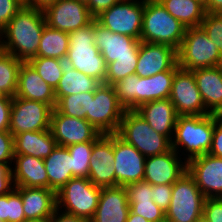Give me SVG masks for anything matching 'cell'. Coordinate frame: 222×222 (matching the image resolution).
I'll return each instance as SVG.
<instances>
[{
    "label": "cell",
    "instance_id": "6da1fadb",
    "mask_svg": "<svg viewBox=\"0 0 222 222\" xmlns=\"http://www.w3.org/2000/svg\"><path fill=\"white\" fill-rule=\"evenodd\" d=\"M45 25L43 10L25 5L0 32V49L28 62L37 57Z\"/></svg>",
    "mask_w": 222,
    "mask_h": 222
},
{
    "label": "cell",
    "instance_id": "7a4b0ae2",
    "mask_svg": "<svg viewBox=\"0 0 222 222\" xmlns=\"http://www.w3.org/2000/svg\"><path fill=\"white\" fill-rule=\"evenodd\" d=\"M214 127L215 114L178 116L171 148L180 156L184 154L185 162L203 156L211 149Z\"/></svg>",
    "mask_w": 222,
    "mask_h": 222
},
{
    "label": "cell",
    "instance_id": "3957f363",
    "mask_svg": "<svg viewBox=\"0 0 222 222\" xmlns=\"http://www.w3.org/2000/svg\"><path fill=\"white\" fill-rule=\"evenodd\" d=\"M65 64L105 83L107 63L95 45L94 20L83 28L71 31Z\"/></svg>",
    "mask_w": 222,
    "mask_h": 222
},
{
    "label": "cell",
    "instance_id": "277c9868",
    "mask_svg": "<svg viewBox=\"0 0 222 222\" xmlns=\"http://www.w3.org/2000/svg\"><path fill=\"white\" fill-rule=\"evenodd\" d=\"M186 29L158 0H144L141 41L165 44L178 50Z\"/></svg>",
    "mask_w": 222,
    "mask_h": 222
},
{
    "label": "cell",
    "instance_id": "5b68a950",
    "mask_svg": "<svg viewBox=\"0 0 222 222\" xmlns=\"http://www.w3.org/2000/svg\"><path fill=\"white\" fill-rule=\"evenodd\" d=\"M116 134L146 158L171 149V141L150 127L135 110H125Z\"/></svg>",
    "mask_w": 222,
    "mask_h": 222
},
{
    "label": "cell",
    "instance_id": "8992f818",
    "mask_svg": "<svg viewBox=\"0 0 222 222\" xmlns=\"http://www.w3.org/2000/svg\"><path fill=\"white\" fill-rule=\"evenodd\" d=\"M101 188L88 178L73 177L56 192V208L90 221L99 203Z\"/></svg>",
    "mask_w": 222,
    "mask_h": 222
},
{
    "label": "cell",
    "instance_id": "52a82bcc",
    "mask_svg": "<svg viewBox=\"0 0 222 222\" xmlns=\"http://www.w3.org/2000/svg\"><path fill=\"white\" fill-rule=\"evenodd\" d=\"M177 64L187 71L221 66L222 54L201 26L189 27L177 50Z\"/></svg>",
    "mask_w": 222,
    "mask_h": 222
},
{
    "label": "cell",
    "instance_id": "ba28073f",
    "mask_svg": "<svg viewBox=\"0 0 222 222\" xmlns=\"http://www.w3.org/2000/svg\"><path fill=\"white\" fill-rule=\"evenodd\" d=\"M205 196L186 171L174 184L165 217L170 222H194L203 216Z\"/></svg>",
    "mask_w": 222,
    "mask_h": 222
},
{
    "label": "cell",
    "instance_id": "9c48e42d",
    "mask_svg": "<svg viewBox=\"0 0 222 222\" xmlns=\"http://www.w3.org/2000/svg\"><path fill=\"white\" fill-rule=\"evenodd\" d=\"M125 108L120 104L112 85L101 83L90 99L86 120L101 134L117 133Z\"/></svg>",
    "mask_w": 222,
    "mask_h": 222
},
{
    "label": "cell",
    "instance_id": "30bf717a",
    "mask_svg": "<svg viewBox=\"0 0 222 222\" xmlns=\"http://www.w3.org/2000/svg\"><path fill=\"white\" fill-rule=\"evenodd\" d=\"M144 0H120L95 20L113 33L141 40Z\"/></svg>",
    "mask_w": 222,
    "mask_h": 222
},
{
    "label": "cell",
    "instance_id": "8fae6325",
    "mask_svg": "<svg viewBox=\"0 0 222 222\" xmlns=\"http://www.w3.org/2000/svg\"><path fill=\"white\" fill-rule=\"evenodd\" d=\"M53 108L40 101L13 97L9 132L14 136L28 131L50 129Z\"/></svg>",
    "mask_w": 222,
    "mask_h": 222
},
{
    "label": "cell",
    "instance_id": "7c38bea8",
    "mask_svg": "<svg viewBox=\"0 0 222 222\" xmlns=\"http://www.w3.org/2000/svg\"><path fill=\"white\" fill-rule=\"evenodd\" d=\"M46 25L70 33L90 24L91 16L85 2L79 0H58L43 9Z\"/></svg>",
    "mask_w": 222,
    "mask_h": 222
},
{
    "label": "cell",
    "instance_id": "4fadbf2b",
    "mask_svg": "<svg viewBox=\"0 0 222 222\" xmlns=\"http://www.w3.org/2000/svg\"><path fill=\"white\" fill-rule=\"evenodd\" d=\"M169 99L178 116L209 115L192 71L179 68L175 72Z\"/></svg>",
    "mask_w": 222,
    "mask_h": 222
},
{
    "label": "cell",
    "instance_id": "5bb4252c",
    "mask_svg": "<svg viewBox=\"0 0 222 222\" xmlns=\"http://www.w3.org/2000/svg\"><path fill=\"white\" fill-rule=\"evenodd\" d=\"M113 151L115 186L126 187L128 184L143 181L146 157L116 133H113Z\"/></svg>",
    "mask_w": 222,
    "mask_h": 222
},
{
    "label": "cell",
    "instance_id": "9a60e30c",
    "mask_svg": "<svg viewBox=\"0 0 222 222\" xmlns=\"http://www.w3.org/2000/svg\"><path fill=\"white\" fill-rule=\"evenodd\" d=\"M51 133L58 146L95 142L102 134L87 120L59 113L55 108L51 114Z\"/></svg>",
    "mask_w": 222,
    "mask_h": 222
},
{
    "label": "cell",
    "instance_id": "2e32d148",
    "mask_svg": "<svg viewBox=\"0 0 222 222\" xmlns=\"http://www.w3.org/2000/svg\"><path fill=\"white\" fill-rule=\"evenodd\" d=\"M187 171L205 198H222V158L209 153L193 158Z\"/></svg>",
    "mask_w": 222,
    "mask_h": 222
},
{
    "label": "cell",
    "instance_id": "e0dca14e",
    "mask_svg": "<svg viewBox=\"0 0 222 222\" xmlns=\"http://www.w3.org/2000/svg\"><path fill=\"white\" fill-rule=\"evenodd\" d=\"M113 134H102L93 144L88 179L97 187H115Z\"/></svg>",
    "mask_w": 222,
    "mask_h": 222
},
{
    "label": "cell",
    "instance_id": "ac0fdd59",
    "mask_svg": "<svg viewBox=\"0 0 222 222\" xmlns=\"http://www.w3.org/2000/svg\"><path fill=\"white\" fill-rule=\"evenodd\" d=\"M174 150L147 157L143 181L151 185H173L186 171L187 162Z\"/></svg>",
    "mask_w": 222,
    "mask_h": 222
},
{
    "label": "cell",
    "instance_id": "d6986e66",
    "mask_svg": "<svg viewBox=\"0 0 222 222\" xmlns=\"http://www.w3.org/2000/svg\"><path fill=\"white\" fill-rule=\"evenodd\" d=\"M177 64V50L165 44L141 41L135 74L149 77L171 70Z\"/></svg>",
    "mask_w": 222,
    "mask_h": 222
},
{
    "label": "cell",
    "instance_id": "ffe728a7",
    "mask_svg": "<svg viewBox=\"0 0 222 222\" xmlns=\"http://www.w3.org/2000/svg\"><path fill=\"white\" fill-rule=\"evenodd\" d=\"M95 45L107 64L124 56H138L141 40L113 33L94 19Z\"/></svg>",
    "mask_w": 222,
    "mask_h": 222
},
{
    "label": "cell",
    "instance_id": "44dd1931",
    "mask_svg": "<svg viewBox=\"0 0 222 222\" xmlns=\"http://www.w3.org/2000/svg\"><path fill=\"white\" fill-rule=\"evenodd\" d=\"M129 212L125 187L101 188L99 203L90 222H126Z\"/></svg>",
    "mask_w": 222,
    "mask_h": 222
},
{
    "label": "cell",
    "instance_id": "7402d4cb",
    "mask_svg": "<svg viewBox=\"0 0 222 222\" xmlns=\"http://www.w3.org/2000/svg\"><path fill=\"white\" fill-rule=\"evenodd\" d=\"M15 97L44 102L53 109L56 106L55 90L41 78L28 62H23L19 69Z\"/></svg>",
    "mask_w": 222,
    "mask_h": 222
},
{
    "label": "cell",
    "instance_id": "603a6c76",
    "mask_svg": "<svg viewBox=\"0 0 222 222\" xmlns=\"http://www.w3.org/2000/svg\"><path fill=\"white\" fill-rule=\"evenodd\" d=\"M135 111L157 133L166 136L172 141L178 115L169 98L144 103Z\"/></svg>",
    "mask_w": 222,
    "mask_h": 222
},
{
    "label": "cell",
    "instance_id": "cb8c5ba5",
    "mask_svg": "<svg viewBox=\"0 0 222 222\" xmlns=\"http://www.w3.org/2000/svg\"><path fill=\"white\" fill-rule=\"evenodd\" d=\"M205 109L209 114H222V65L192 70Z\"/></svg>",
    "mask_w": 222,
    "mask_h": 222
},
{
    "label": "cell",
    "instance_id": "d4e9b609",
    "mask_svg": "<svg viewBox=\"0 0 222 222\" xmlns=\"http://www.w3.org/2000/svg\"><path fill=\"white\" fill-rule=\"evenodd\" d=\"M12 176L15 187L48 188L44 160L30 155H14Z\"/></svg>",
    "mask_w": 222,
    "mask_h": 222
},
{
    "label": "cell",
    "instance_id": "484cf974",
    "mask_svg": "<svg viewBox=\"0 0 222 222\" xmlns=\"http://www.w3.org/2000/svg\"><path fill=\"white\" fill-rule=\"evenodd\" d=\"M21 195L25 220L50 218L56 208V193L48 188L14 187Z\"/></svg>",
    "mask_w": 222,
    "mask_h": 222
},
{
    "label": "cell",
    "instance_id": "4316f807",
    "mask_svg": "<svg viewBox=\"0 0 222 222\" xmlns=\"http://www.w3.org/2000/svg\"><path fill=\"white\" fill-rule=\"evenodd\" d=\"M178 69L179 66L176 64L169 71L144 78L138 76V81H136V109L144 103L169 98L175 72Z\"/></svg>",
    "mask_w": 222,
    "mask_h": 222
},
{
    "label": "cell",
    "instance_id": "83f0119b",
    "mask_svg": "<svg viewBox=\"0 0 222 222\" xmlns=\"http://www.w3.org/2000/svg\"><path fill=\"white\" fill-rule=\"evenodd\" d=\"M125 189L132 213L143 216L149 222H156L165 217V212L153 201L151 184L139 181L128 184Z\"/></svg>",
    "mask_w": 222,
    "mask_h": 222
},
{
    "label": "cell",
    "instance_id": "f1b7e54d",
    "mask_svg": "<svg viewBox=\"0 0 222 222\" xmlns=\"http://www.w3.org/2000/svg\"><path fill=\"white\" fill-rule=\"evenodd\" d=\"M13 143L14 155H30L40 159L48 157L57 147L50 129L14 135Z\"/></svg>",
    "mask_w": 222,
    "mask_h": 222
},
{
    "label": "cell",
    "instance_id": "f546056e",
    "mask_svg": "<svg viewBox=\"0 0 222 222\" xmlns=\"http://www.w3.org/2000/svg\"><path fill=\"white\" fill-rule=\"evenodd\" d=\"M48 174V189L58 192L72 176V158L67 147L58 146L43 159Z\"/></svg>",
    "mask_w": 222,
    "mask_h": 222
},
{
    "label": "cell",
    "instance_id": "4dcf8cb0",
    "mask_svg": "<svg viewBox=\"0 0 222 222\" xmlns=\"http://www.w3.org/2000/svg\"><path fill=\"white\" fill-rule=\"evenodd\" d=\"M175 19L186 28L199 27L206 15L204 3L199 0H158Z\"/></svg>",
    "mask_w": 222,
    "mask_h": 222
},
{
    "label": "cell",
    "instance_id": "1f68e13d",
    "mask_svg": "<svg viewBox=\"0 0 222 222\" xmlns=\"http://www.w3.org/2000/svg\"><path fill=\"white\" fill-rule=\"evenodd\" d=\"M101 83L93 77L85 75L65 64L62 78L55 89L56 102L64 96L83 92H95Z\"/></svg>",
    "mask_w": 222,
    "mask_h": 222
},
{
    "label": "cell",
    "instance_id": "d6a6232c",
    "mask_svg": "<svg viewBox=\"0 0 222 222\" xmlns=\"http://www.w3.org/2000/svg\"><path fill=\"white\" fill-rule=\"evenodd\" d=\"M69 49V34L45 25L37 57L57 58L65 61Z\"/></svg>",
    "mask_w": 222,
    "mask_h": 222
},
{
    "label": "cell",
    "instance_id": "836d02e7",
    "mask_svg": "<svg viewBox=\"0 0 222 222\" xmlns=\"http://www.w3.org/2000/svg\"><path fill=\"white\" fill-rule=\"evenodd\" d=\"M22 63L15 56L0 49V90L9 97L15 96Z\"/></svg>",
    "mask_w": 222,
    "mask_h": 222
},
{
    "label": "cell",
    "instance_id": "e575fe53",
    "mask_svg": "<svg viewBox=\"0 0 222 222\" xmlns=\"http://www.w3.org/2000/svg\"><path fill=\"white\" fill-rule=\"evenodd\" d=\"M94 98V92H83L61 97L57 102L55 109L64 115L73 118L86 120V114L89 112L90 99Z\"/></svg>",
    "mask_w": 222,
    "mask_h": 222
},
{
    "label": "cell",
    "instance_id": "d590c367",
    "mask_svg": "<svg viewBox=\"0 0 222 222\" xmlns=\"http://www.w3.org/2000/svg\"><path fill=\"white\" fill-rule=\"evenodd\" d=\"M28 63L48 85L56 89L63 75L65 61L57 58L34 57Z\"/></svg>",
    "mask_w": 222,
    "mask_h": 222
},
{
    "label": "cell",
    "instance_id": "8d00e7d4",
    "mask_svg": "<svg viewBox=\"0 0 222 222\" xmlns=\"http://www.w3.org/2000/svg\"><path fill=\"white\" fill-rule=\"evenodd\" d=\"M94 142L76 143L67 146L72 158V176H89V165Z\"/></svg>",
    "mask_w": 222,
    "mask_h": 222
},
{
    "label": "cell",
    "instance_id": "74e56055",
    "mask_svg": "<svg viewBox=\"0 0 222 222\" xmlns=\"http://www.w3.org/2000/svg\"><path fill=\"white\" fill-rule=\"evenodd\" d=\"M0 220L5 222L25 221L22 197L15 188L8 194L0 195Z\"/></svg>",
    "mask_w": 222,
    "mask_h": 222
},
{
    "label": "cell",
    "instance_id": "f35d334b",
    "mask_svg": "<svg viewBox=\"0 0 222 222\" xmlns=\"http://www.w3.org/2000/svg\"><path fill=\"white\" fill-rule=\"evenodd\" d=\"M137 63L138 56H124L107 64L105 84L113 85L126 76L135 74Z\"/></svg>",
    "mask_w": 222,
    "mask_h": 222
},
{
    "label": "cell",
    "instance_id": "ab89813d",
    "mask_svg": "<svg viewBox=\"0 0 222 222\" xmlns=\"http://www.w3.org/2000/svg\"><path fill=\"white\" fill-rule=\"evenodd\" d=\"M136 81L138 76L131 74L112 85L120 104L126 110L136 109Z\"/></svg>",
    "mask_w": 222,
    "mask_h": 222
},
{
    "label": "cell",
    "instance_id": "60d3db41",
    "mask_svg": "<svg viewBox=\"0 0 222 222\" xmlns=\"http://www.w3.org/2000/svg\"><path fill=\"white\" fill-rule=\"evenodd\" d=\"M200 26L222 54V13L207 12Z\"/></svg>",
    "mask_w": 222,
    "mask_h": 222
},
{
    "label": "cell",
    "instance_id": "b9f144b4",
    "mask_svg": "<svg viewBox=\"0 0 222 222\" xmlns=\"http://www.w3.org/2000/svg\"><path fill=\"white\" fill-rule=\"evenodd\" d=\"M24 6V0H0V32Z\"/></svg>",
    "mask_w": 222,
    "mask_h": 222
},
{
    "label": "cell",
    "instance_id": "7bdbcfd3",
    "mask_svg": "<svg viewBox=\"0 0 222 222\" xmlns=\"http://www.w3.org/2000/svg\"><path fill=\"white\" fill-rule=\"evenodd\" d=\"M173 185H152L153 201L162 211L166 212L170 206Z\"/></svg>",
    "mask_w": 222,
    "mask_h": 222
},
{
    "label": "cell",
    "instance_id": "ee69618b",
    "mask_svg": "<svg viewBox=\"0 0 222 222\" xmlns=\"http://www.w3.org/2000/svg\"><path fill=\"white\" fill-rule=\"evenodd\" d=\"M203 217L207 222H222V198H205Z\"/></svg>",
    "mask_w": 222,
    "mask_h": 222
},
{
    "label": "cell",
    "instance_id": "f6af8a7d",
    "mask_svg": "<svg viewBox=\"0 0 222 222\" xmlns=\"http://www.w3.org/2000/svg\"><path fill=\"white\" fill-rule=\"evenodd\" d=\"M14 158L13 135L9 131H0V163L12 166Z\"/></svg>",
    "mask_w": 222,
    "mask_h": 222
},
{
    "label": "cell",
    "instance_id": "bcb514c9",
    "mask_svg": "<svg viewBox=\"0 0 222 222\" xmlns=\"http://www.w3.org/2000/svg\"><path fill=\"white\" fill-rule=\"evenodd\" d=\"M209 154L222 158V116L215 115V127Z\"/></svg>",
    "mask_w": 222,
    "mask_h": 222
},
{
    "label": "cell",
    "instance_id": "7dc6e473",
    "mask_svg": "<svg viewBox=\"0 0 222 222\" xmlns=\"http://www.w3.org/2000/svg\"><path fill=\"white\" fill-rule=\"evenodd\" d=\"M10 164L0 163V195L8 194L15 186Z\"/></svg>",
    "mask_w": 222,
    "mask_h": 222
},
{
    "label": "cell",
    "instance_id": "c3c4849f",
    "mask_svg": "<svg viewBox=\"0 0 222 222\" xmlns=\"http://www.w3.org/2000/svg\"><path fill=\"white\" fill-rule=\"evenodd\" d=\"M120 0H89L86 5L91 16L95 19L101 13L115 5Z\"/></svg>",
    "mask_w": 222,
    "mask_h": 222
},
{
    "label": "cell",
    "instance_id": "681fc988",
    "mask_svg": "<svg viewBox=\"0 0 222 222\" xmlns=\"http://www.w3.org/2000/svg\"><path fill=\"white\" fill-rule=\"evenodd\" d=\"M12 100H0V131H9Z\"/></svg>",
    "mask_w": 222,
    "mask_h": 222
},
{
    "label": "cell",
    "instance_id": "f907efd6",
    "mask_svg": "<svg viewBox=\"0 0 222 222\" xmlns=\"http://www.w3.org/2000/svg\"><path fill=\"white\" fill-rule=\"evenodd\" d=\"M50 222H90L86 219L63 213L58 209L50 217Z\"/></svg>",
    "mask_w": 222,
    "mask_h": 222
},
{
    "label": "cell",
    "instance_id": "816d5d0a",
    "mask_svg": "<svg viewBox=\"0 0 222 222\" xmlns=\"http://www.w3.org/2000/svg\"><path fill=\"white\" fill-rule=\"evenodd\" d=\"M204 7L206 12L222 13V0H206Z\"/></svg>",
    "mask_w": 222,
    "mask_h": 222
},
{
    "label": "cell",
    "instance_id": "f5cc1de1",
    "mask_svg": "<svg viewBox=\"0 0 222 222\" xmlns=\"http://www.w3.org/2000/svg\"><path fill=\"white\" fill-rule=\"evenodd\" d=\"M58 0H24V4L29 7L43 10L50 4L56 3Z\"/></svg>",
    "mask_w": 222,
    "mask_h": 222
},
{
    "label": "cell",
    "instance_id": "db71d44e",
    "mask_svg": "<svg viewBox=\"0 0 222 222\" xmlns=\"http://www.w3.org/2000/svg\"><path fill=\"white\" fill-rule=\"evenodd\" d=\"M126 222H149V221L145 219L143 216L137 215L130 211Z\"/></svg>",
    "mask_w": 222,
    "mask_h": 222
},
{
    "label": "cell",
    "instance_id": "11a10c76",
    "mask_svg": "<svg viewBox=\"0 0 222 222\" xmlns=\"http://www.w3.org/2000/svg\"><path fill=\"white\" fill-rule=\"evenodd\" d=\"M23 222H50V218L31 219V220H25Z\"/></svg>",
    "mask_w": 222,
    "mask_h": 222
},
{
    "label": "cell",
    "instance_id": "9f6ffc18",
    "mask_svg": "<svg viewBox=\"0 0 222 222\" xmlns=\"http://www.w3.org/2000/svg\"><path fill=\"white\" fill-rule=\"evenodd\" d=\"M0 100H13V97L7 96L3 91L0 90Z\"/></svg>",
    "mask_w": 222,
    "mask_h": 222
},
{
    "label": "cell",
    "instance_id": "6f0895ef",
    "mask_svg": "<svg viewBox=\"0 0 222 222\" xmlns=\"http://www.w3.org/2000/svg\"><path fill=\"white\" fill-rule=\"evenodd\" d=\"M194 222H207V220L202 216V217L196 219Z\"/></svg>",
    "mask_w": 222,
    "mask_h": 222
},
{
    "label": "cell",
    "instance_id": "680465c9",
    "mask_svg": "<svg viewBox=\"0 0 222 222\" xmlns=\"http://www.w3.org/2000/svg\"><path fill=\"white\" fill-rule=\"evenodd\" d=\"M156 222H170L166 217H164L162 220L156 221Z\"/></svg>",
    "mask_w": 222,
    "mask_h": 222
},
{
    "label": "cell",
    "instance_id": "91938a15",
    "mask_svg": "<svg viewBox=\"0 0 222 222\" xmlns=\"http://www.w3.org/2000/svg\"><path fill=\"white\" fill-rule=\"evenodd\" d=\"M79 1H82V2H85V3H87L89 0H79Z\"/></svg>",
    "mask_w": 222,
    "mask_h": 222
}]
</instances>
